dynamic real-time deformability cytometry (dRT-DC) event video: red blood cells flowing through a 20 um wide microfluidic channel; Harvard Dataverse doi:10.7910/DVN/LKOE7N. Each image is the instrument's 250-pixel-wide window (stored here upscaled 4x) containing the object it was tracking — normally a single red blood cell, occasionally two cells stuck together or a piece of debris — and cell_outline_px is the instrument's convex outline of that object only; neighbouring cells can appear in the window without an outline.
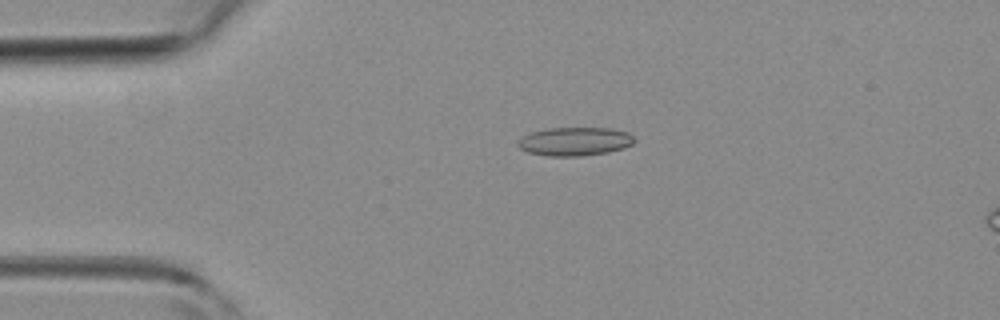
{"species": "common noctule bat (a hibernating species)", "species_latin": "Nyctalus noctula", "temperature_condition": "room temperature", "stored_images_in_passage": 36, "camera_frame_rate_fps": 3000, "um_per_image_px": 0.085, "animal": {"sex": "female", "body_mass_g": 19.3, "forearm_length_mm": 54.1}, "frame": {"image": 1, "passage_image": 1, "time_ms": 0.0, "image_size_px": [1000, 320], "cell_outline_px": [[636, 140], [632, 144], [624, 148], [608, 152], [580, 156], [548, 156], [528, 152], [520, 148], [516, 144], [524, 136], [532, 132], [548, 128], [612, 128], [628, 132]], "centroid_in_image_um": [48.89, 12.02], "position_along_channel_um": 36.1, "area_um2": 19.31}}
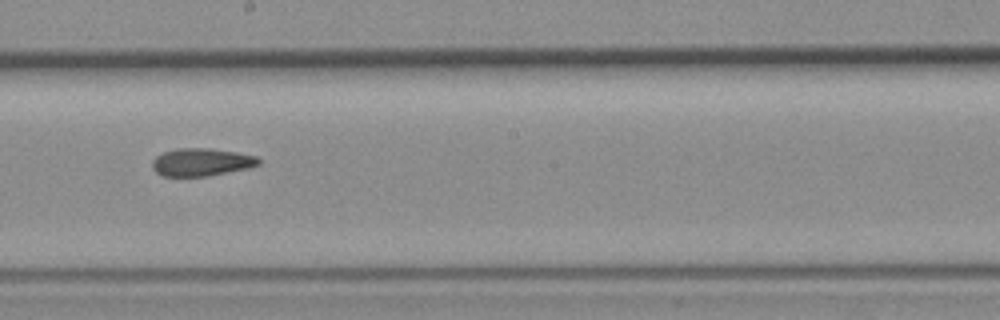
{"frame": {"image": 2, "passage_image": 16, "time_ms": 5.0, "image_size_px": [1000, 320], "cell_outline_px": [[260, 164], [248, 168], [208, 176], [164, 176], [156, 172], [152, 168], [152, 160], [156, 156], [164, 152], [180, 148], [208, 148], [236, 152], [256, 156], [260, 160]], "centroid_in_image_um": [17.11, 13.78], "position_along_channel_um": 231.1, "area_um2": 17.11}}
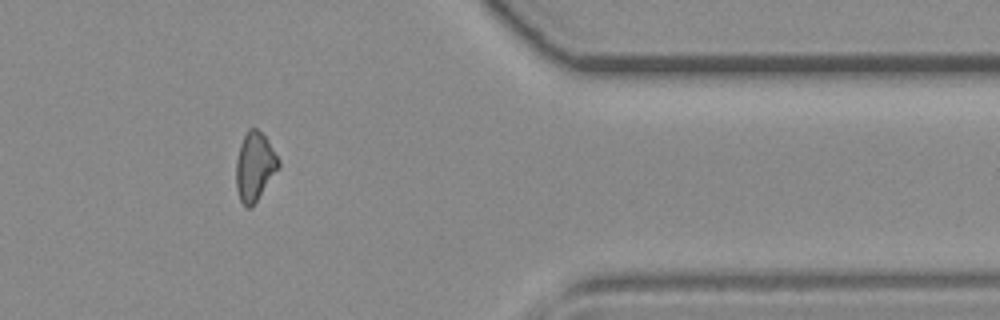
{"frame": {"image": 3, "passage_image": 28, "time_ms": 9.0, "image_size_px": [1000, 320], "cell_outline_px": [[280, 168], [256, 200], [248, 208], [240, 200], [236, 188], [236, 160], [240, 144], [248, 128], [256, 128], [268, 140], [280, 160]], "centroid_in_image_um": [21.66, 14.12], "position_along_channel_um": 389.7, "area_um2": 16.82}}